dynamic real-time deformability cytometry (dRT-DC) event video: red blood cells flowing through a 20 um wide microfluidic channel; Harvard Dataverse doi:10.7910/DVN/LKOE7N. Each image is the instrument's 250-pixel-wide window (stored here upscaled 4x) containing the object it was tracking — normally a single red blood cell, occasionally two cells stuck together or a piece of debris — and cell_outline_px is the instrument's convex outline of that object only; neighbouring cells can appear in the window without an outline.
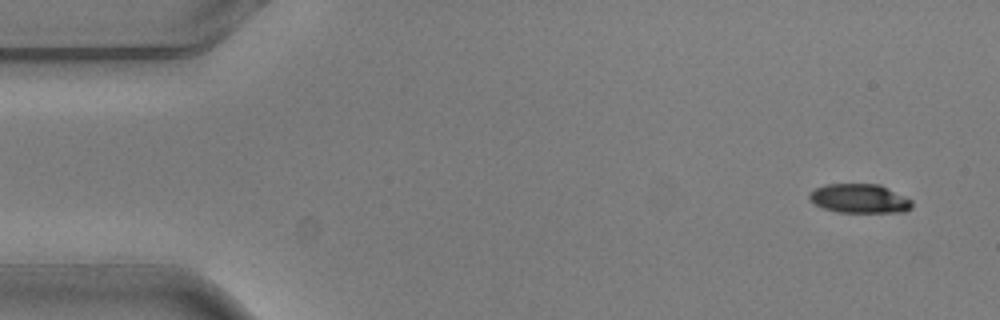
{"species": "common noctule bat (a hibernating species)", "species_latin": "Nyctalus noctula", "temperature_condition": "warm", "stored_images_in_passage": 8, "camera_frame_rate_fps": 3000, "um_per_image_px": 0.085, "animal": {"sex": "male", "body_mass_g": 20.5, "forearm_length_mm": 52.5}, "frame": {"image": 1, "passage_image": 1, "time_ms": 0.0, "image_size_px": [1000, 320], "cell_outline_px": [[912, 208], [904, 212], [840, 212], [824, 208], [808, 200], [808, 196], [816, 188], [824, 184], [880, 184], [912, 200]], "centroid_in_image_um": [73.07, 16.87], "position_along_channel_um": 11.9, "area_um2": 17.34}}
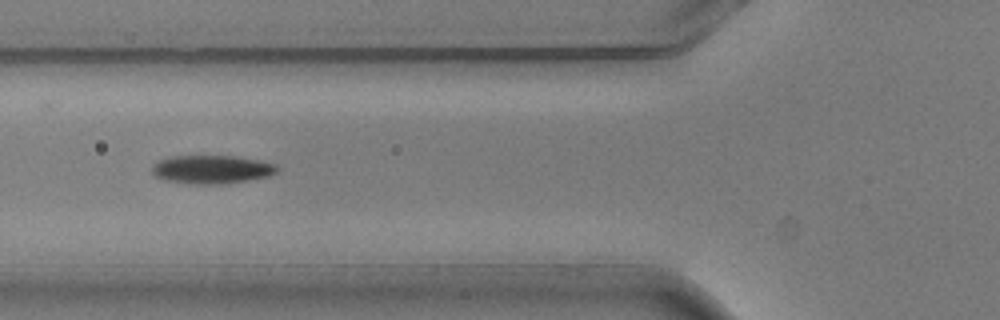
{"frame": {"image": 2, "passage_image": 6, "time_ms": 1.667, "image_size_px": [1000, 320], "cell_outline_px": [[280, 168], [276, 172], [268, 176], [248, 180], [220, 184], [192, 184], [164, 180], [156, 176], [152, 172], [152, 164], [168, 156], [236, 156], [260, 160], [276, 164]], "centroid_in_image_um": [17.99, 14.39], "position_along_channel_um": 107.8, "area_um2": 20.81}}
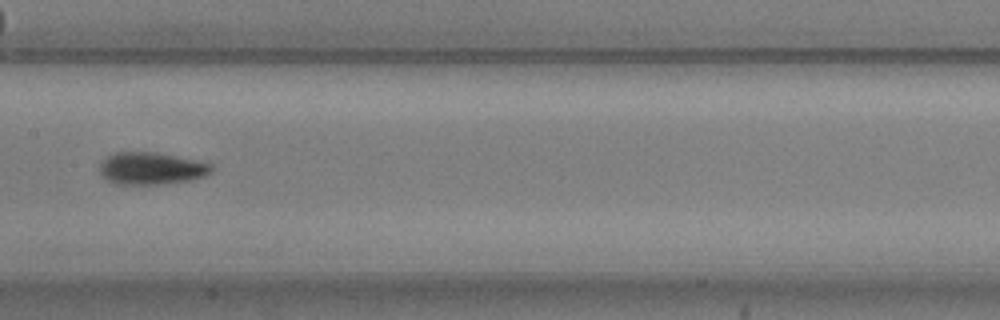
{"frame": {"image": 3, "passage_image": 8, "time_ms": 2.333, "image_size_px": [1000, 320], "cell_outline_px": [[212, 172], [204, 176], [188, 180], [168, 184], [116, 184], [108, 180], [100, 172], [100, 164], [108, 156], [116, 152], [156, 152], [196, 160], [212, 164]], "centroid_in_image_um": [12.88, 14.31], "position_along_channel_um": 194.5, "area_um2": 20.87}}